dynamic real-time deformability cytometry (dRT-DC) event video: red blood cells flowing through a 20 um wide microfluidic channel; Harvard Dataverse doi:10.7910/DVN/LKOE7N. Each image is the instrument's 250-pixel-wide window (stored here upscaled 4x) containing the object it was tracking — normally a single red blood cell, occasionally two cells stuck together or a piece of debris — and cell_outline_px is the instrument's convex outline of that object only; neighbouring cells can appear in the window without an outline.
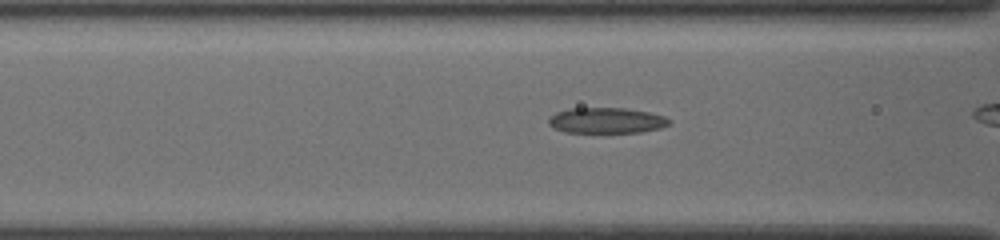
{"species": "common noctule bat (a hibernating species)", "species_latin": "Nyctalus noctula", "temperature_condition": "cold", "stored_images_in_passage": 25, "camera_frame_rate_fps": 3000, "um_per_image_px": 0.085, "animal": {"sex": "female", "body_mass_g": 19.5, "forearm_length_mm": 54.1}, "frame": {"image": 1, "passage_image": 4, "time_ms": 1.0, "image_size_px": [1000, 240], "cell_outline_px": [[672, 120], [668, 124], [660, 128], [640, 132], [564, 132], [548, 124], [548, 120], [556, 112], [568, 108], [624, 108], [648, 112], [664, 116]], "centroid_in_image_um": [51.55, 10.23], "position_along_channel_um": 115.1, "area_um2": 17.86}}
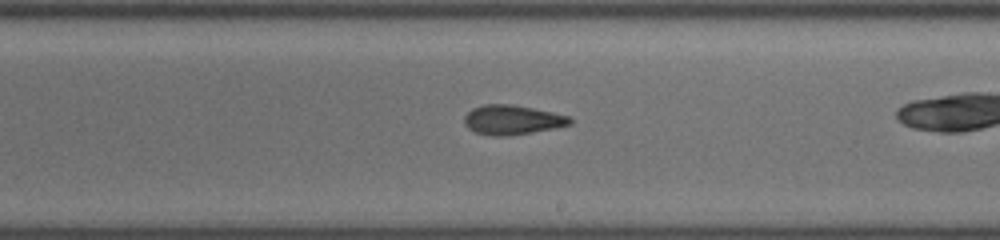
{"frame": {"image": 2, "passage_image": 14, "time_ms": 4.333, "image_size_px": [1000, 240], "cell_outline_px": [[572, 124], [552, 128], [504, 136], [492, 136], [476, 132], [468, 128], [464, 124], [464, 116], [472, 108], [484, 104], [512, 104], [552, 112], [568, 116], [572, 120]], "centroid_in_image_um": [43.49, 10.17], "position_along_channel_um": 245.5, "area_um2": 17.92}}
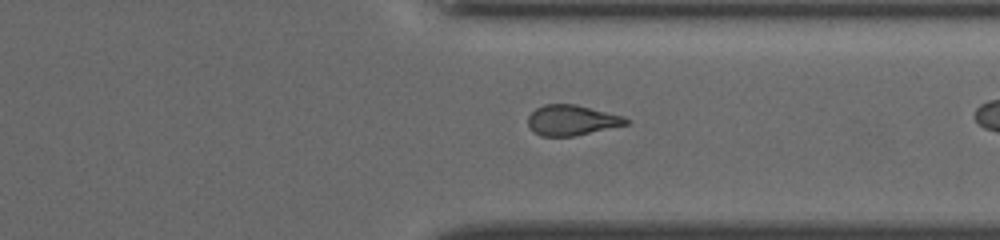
{"frame": {"image": 3, "passage_image": 23, "time_ms": 7.333, "image_size_px": [1000, 240], "cell_outline_px": [[632, 120], [628, 124], [572, 136], [540, 136], [528, 124], [528, 116], [536, 108], [544, 104], [576, 104], [624, 116]], "centroid_in_image_um": [48.63, 10.2], "position_along_channel_um": 362.8, "area_um2": 17.22}}